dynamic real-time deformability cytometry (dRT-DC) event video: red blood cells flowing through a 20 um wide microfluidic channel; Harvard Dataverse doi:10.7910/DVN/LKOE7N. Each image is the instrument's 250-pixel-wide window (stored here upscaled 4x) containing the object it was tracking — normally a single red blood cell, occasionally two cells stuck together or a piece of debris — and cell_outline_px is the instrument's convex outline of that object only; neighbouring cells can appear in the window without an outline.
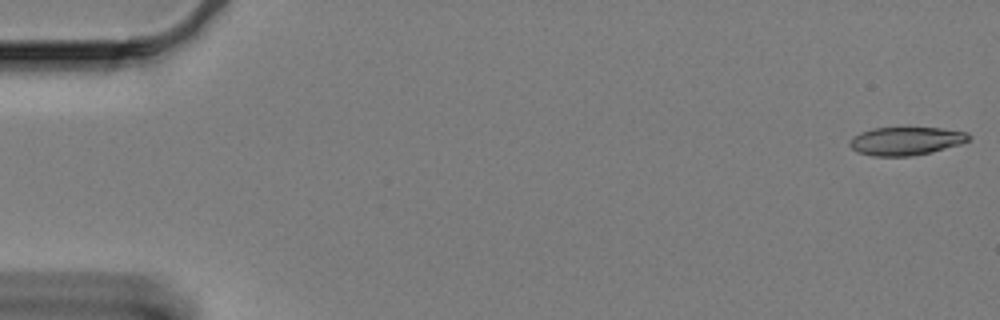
{"species": "Egyptian fruit bat (a non-hibernating species)", "species_latin": "Rousettus aegyptiacus", "temperature_condition": "cold", "stored_images_in_passage": 58, "camera_frame_rate_fps": 3000, "um_per_image_px": 0.085, "animal": {"sex": "female"}, "frame": {"image": 1, "passage_image": 1, "time_ms": 0.0, "image_size_px": [1000, 320], "cell_outline_px": [[972, 136], [968, 140], [960, 144], [932, 152], [912, 156], [872, 156], [860, 152], [852, 148], [848, 144], [856, 136], [872, 128], [940, 128], [968, 132]], "centroid_in_image_um": [77.07, 11.99], "position_along_channel_um": 7.9, "area_um2": 19.31}}
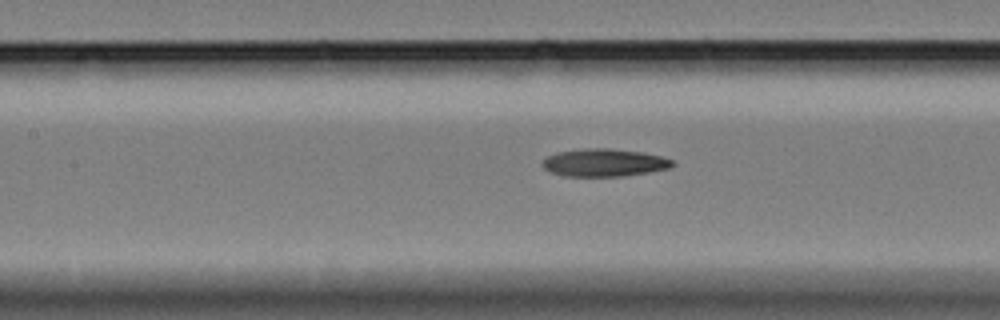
{"frame": {"image": 2, "passage_image": 27, "time_ms": 8.667, "image_size_px": [1000, 320], "cell_outline_px": [[676, 164], [672, 168], [624, 176], [564, 176], [552, 172], [544, 168], [540, 164], [548, 156], [556, 152], [584, 148], [608, 148], [644, 152], [660, 156], [672, 160]], "centroid_in_image_um": [51.37, 13.82], "position_along_channel_um": 156.0, "area_um2": 21.1}}
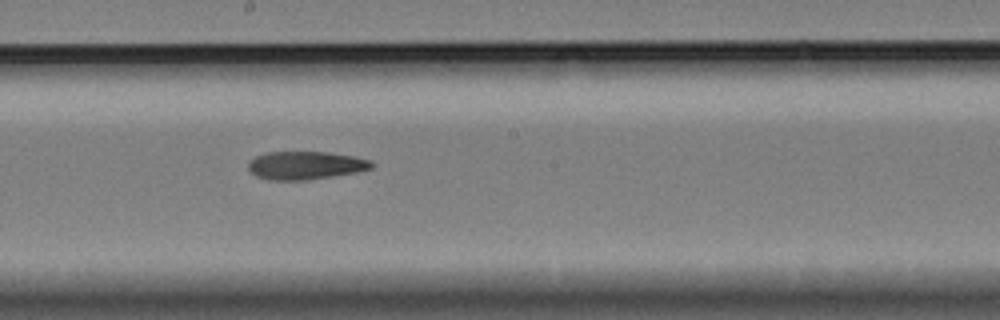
{"frame": {"image": 3, "passage_image": 33, "time_ms": 10.667, "image_size_px": [1000, 320], "cell_outline_px": [[376, 164], [372, 168], [356, 172], [308, 180], [268, 180], [256, 176], [248, 168], [248, 164], [256, 156], [268, 152], [328, 152], [352, 156], [372, 160]], "centroid_in_image_um": [26.0, 14.06], "position_along_channel_um": 222.2, "area_um2": 20.17}, "authors_computed_cell_mechanics": {"area_um2": 21.4438, "velocity_mm_per_s": 3.3195, "shape_relaxation_time_tau1_ms": 1.8597, "shape_relaxation_time_tau2_ms": null, "deformation_change_tau1": 0.0741, "deformation_change_tau2": null}}